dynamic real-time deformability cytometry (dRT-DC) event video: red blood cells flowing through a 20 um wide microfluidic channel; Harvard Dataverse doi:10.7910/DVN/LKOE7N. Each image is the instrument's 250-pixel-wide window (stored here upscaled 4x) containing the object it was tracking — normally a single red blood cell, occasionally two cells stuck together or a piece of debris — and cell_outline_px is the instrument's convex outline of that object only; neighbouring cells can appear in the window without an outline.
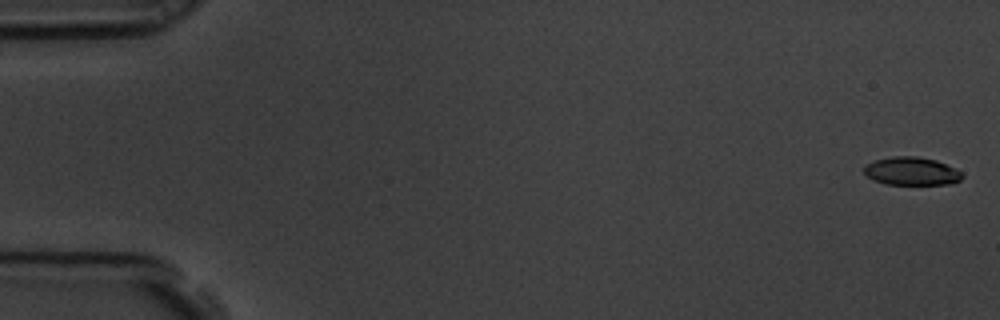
{"species": "common noctule bat (a hibernating species)", "species_latin": "Nyctalus noctula", "temperature_condition": "room temperature", "stored_images_in_passage": 9, "camera_frame_rate_fps": 3000, "um_per_image_px": 0.085, "animal": {"sex": "male", "body_mass_g": 19.5, "forearm_length_mm": 54.6}, "frame": {"image": 1, "passage_image": 1, "time_ms": 0.0, "image_size_px": [1000, 320], "cell_outline_px": [[964, 176], [960, 180], [952, 184], [884, 184], [872, 180], [864, 172], [864, 164], [876, 160], [892, 156], [916, 156], [936, 160], [956, 168], [964, 172]], "centroid_in_image_um": [77.51, 14.55], "position_along_channel_um": 7.5, "area_um2": 16.3}}
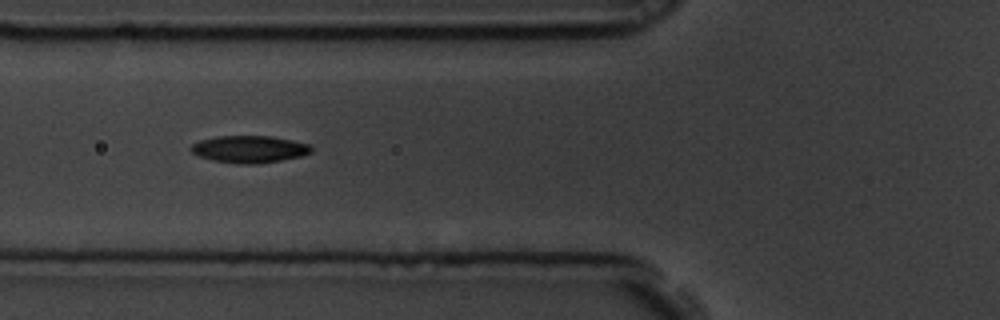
{"frame": {"image": 2, "passage_image": 7, "time_ms": 2.0, "image_size_px": [1000, 320], "cell_outline_px": [[312, 152], [304, 156], [256, 164], [240, 164], [212, 160], [200, 156], [192, 152], [188, 148], [192, 144], [200, 140], [216, 136], [272, 136], [292, 140], [308, 144], [312, 148]], "centroid_in_image_um": [21.2, 12.68], "position_along_channel_um": 104.6, "area_um2": 19.07}}
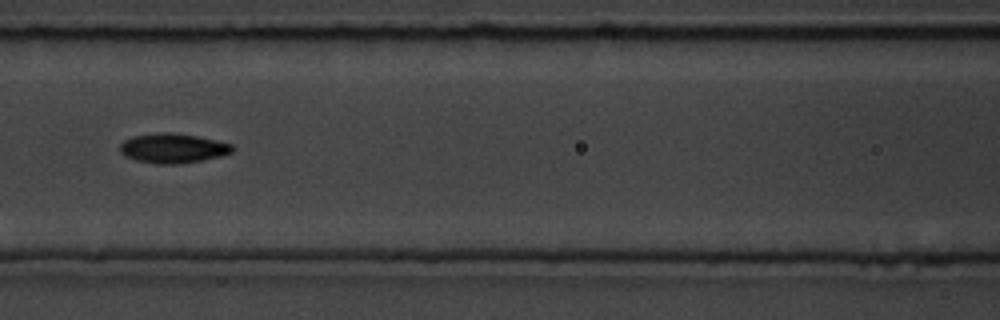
{"frame": {"image": 3, "passage_image": 8, "time_ms": 2.333, "image_size_px": [1000, 320], "cell_outline_px": [[232, 152], [220, 156], [180, 164], [156, 164], [136, 160], [124, 156], [120, 152], [120, 144], [124, 140], [132, 136], [160, 132], [168, 132], [196, 136], [216, 140], [232, 144]], "centroid_in_image_um": [14.65, 12.6], "position_along_channel_um": 152.0, "area_um2": 19.31}}